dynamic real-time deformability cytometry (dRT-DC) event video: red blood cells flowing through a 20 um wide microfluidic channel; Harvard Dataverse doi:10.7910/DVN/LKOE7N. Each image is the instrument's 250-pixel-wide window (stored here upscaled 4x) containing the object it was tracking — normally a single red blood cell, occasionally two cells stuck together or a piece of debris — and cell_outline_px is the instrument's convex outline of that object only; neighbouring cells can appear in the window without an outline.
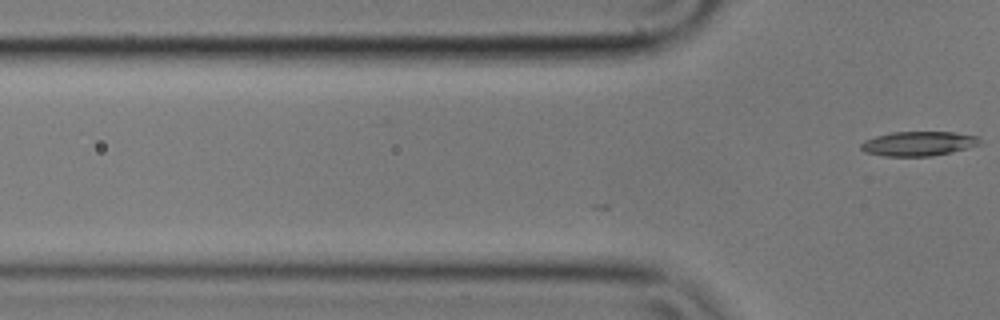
{"species": "common noctule bat (a hibernating species)", "species_latin": "Nyctalus noctula", "temperature_condition": "cold", "stored_images_in_passage": 2, "camera_frame_rate_fps": 3000, "um_per_image_px": 0.085, "animal": {"sex": "male", "body_mass_g": 17.9}, "frame": {"image": 1, "passage_image": 2, "time_ms": 0.333, "image_size_px": [1000, 320], "cell_outline_px": [[980, 144], [968, 148], [952, 152], [932, 156], [884, 156], [864, 152], [860, 148], [860, 144], [864, 140], [876, 136], [892, 132], [956, 132], [980, 136]], "centroid_in_image_um": [78.08, 12.2], "position_along_channel_um": 47.7, "area_um2": 17.11}}